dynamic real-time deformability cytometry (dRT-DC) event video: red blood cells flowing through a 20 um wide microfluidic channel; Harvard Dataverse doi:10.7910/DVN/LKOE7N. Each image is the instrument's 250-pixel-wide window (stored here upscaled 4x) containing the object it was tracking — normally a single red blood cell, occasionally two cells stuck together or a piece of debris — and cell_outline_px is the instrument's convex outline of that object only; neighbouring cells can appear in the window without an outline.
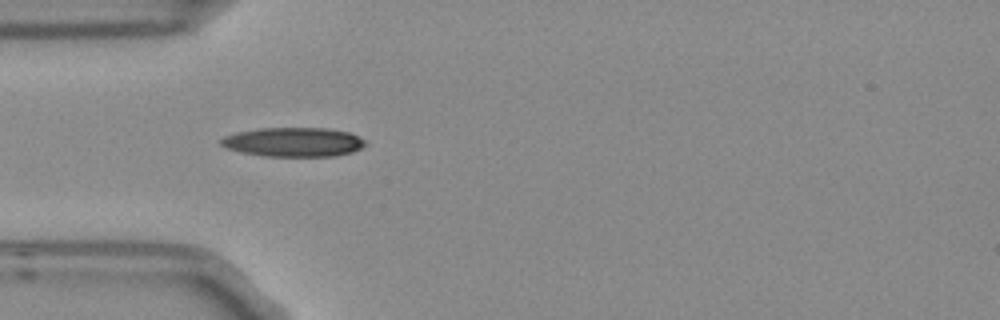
{"species": "Egyptian fruit bat (a non-hibernating species)", "species_latin": "Rousettus aegyptiacus", "temperature_condition": "room temperature", "stored_images_in_passage": 3, "camera_frame_rate_fps": 3000, "um_per_image_px": 0.085, "frame": {"image": 1, "passage_image": 2, "time_ms": 0.333, "image_size_px": [1000, 320], "cell_outline_px": [[368, 144], [352, 152], [336, 156], [264, 156], [240, 152], [228, 148], [220, 144], [220, 140], [224, 136], [236, 132], [260, 128], [328, 128], [348, 132], [364, 140]], "centroid_in_image_um": [24.93, 12.07], "position_along_channel_um": 60.1, "area_um2": 24.57}}
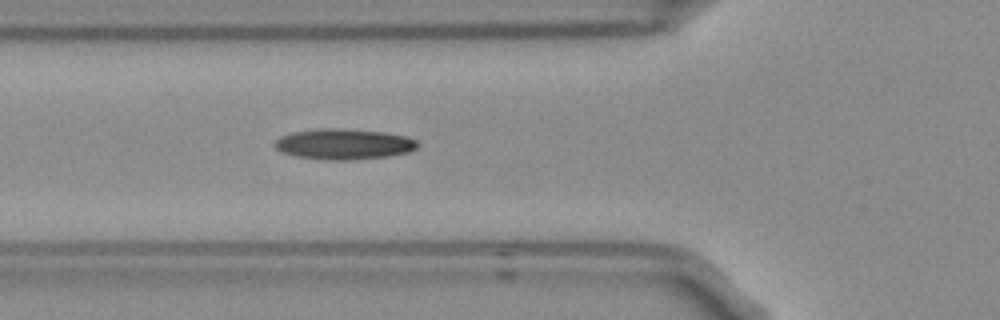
{"frame": {"image": 2, "passage_image": 3, "time_ms": 0.667, "image_size_px": [1000, 320], "cell_outline_px": [[420, 144], [416, 148], [408, 152], [388, 156], [348, 160], [328, 160], [296, 156], [284, 152], [276, 148], [272, 144], [280, 136], [292, 132], [320, 128], [340, 128], [384, 132], [408, 136], [416, 140]], "centroid_in_image_um": [29.24, 12.24], "position_along_channel_um": 96.6, "area_um2": 25.55}}